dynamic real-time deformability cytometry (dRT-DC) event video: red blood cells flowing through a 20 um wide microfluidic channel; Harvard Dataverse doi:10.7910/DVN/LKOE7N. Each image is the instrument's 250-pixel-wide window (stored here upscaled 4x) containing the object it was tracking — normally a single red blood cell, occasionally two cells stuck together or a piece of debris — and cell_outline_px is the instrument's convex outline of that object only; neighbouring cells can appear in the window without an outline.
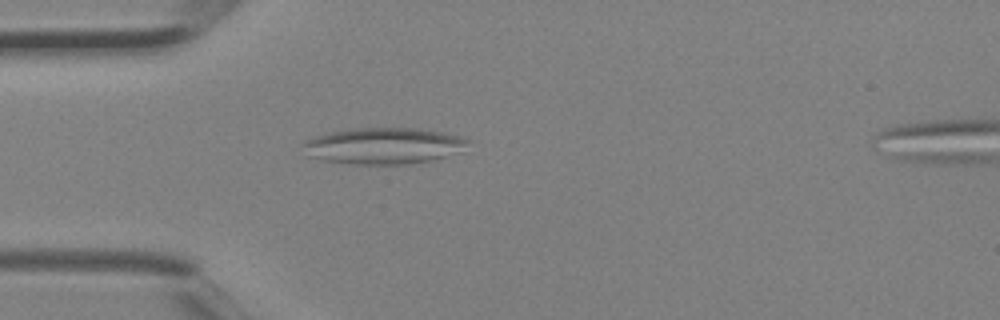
{"species": "Egyptian fruit bat (a non-hibernating species)", "species_latin": "Rousettus aegyptiacus", "temperature_condition": "room temperature", "stored_images_in_passage": 5, "segment_of_instrument_passage": [1, 2], "camera_frame_rate_fps": 3000, "um_per_image_px": 0.085, "animal": {"sex": "female"}, "frame": {"image": 1, "passage_image": 4, "time_ms": 1.0, "image_size_px": [1000, 320], "cell_outline_px": [[468, 140], [460, 152], [432, 160], [408, 164], [352, 164], [324, 160], [304, 156], [300, 144], [304, 140], [316, 136], [332, 132], [352, 128], [420, 128], [444, 132], [460, 136]], "centroid_in_image_um": [32.53, 12.39], "position_along_channel_um": 52.5, "area_um2": 35.14}}